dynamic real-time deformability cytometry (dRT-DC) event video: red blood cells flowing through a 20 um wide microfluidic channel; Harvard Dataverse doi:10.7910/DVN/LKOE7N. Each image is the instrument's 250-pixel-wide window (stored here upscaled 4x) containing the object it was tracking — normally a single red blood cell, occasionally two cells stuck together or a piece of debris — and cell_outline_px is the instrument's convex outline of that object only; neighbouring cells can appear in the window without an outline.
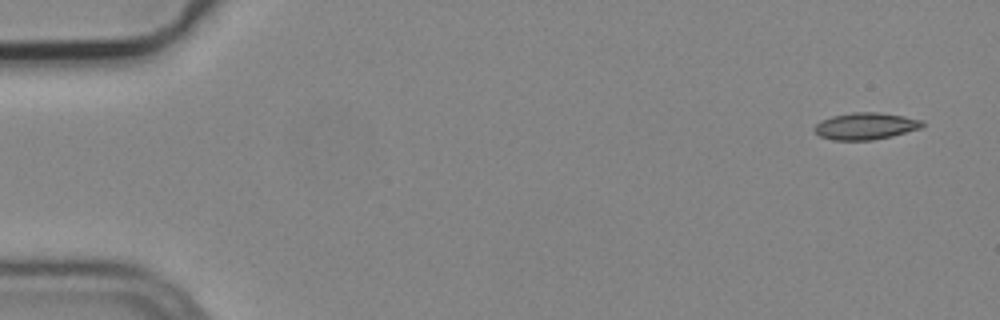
{"species": "common noctule bat (a hibernating species)", "species_latin": "Nyctalus noctula", "temperature_condition": "cold", "stored_images_in_passage": 5, "camera_frame_rate_fps": 3000, "um_per_image_px": 0.085, "animal": {"sex": "male", "body_mass_g": 19.2, "forearm_length_mm": 51.8}, "frame": {"image": 1, "passage_image": 1, "time_ms": 0.0, "image_size_px": [1000, 320], "cell_outline_px": [[924, 124], [920, 128], [892, 136], [872, 140], [832, 140], [820, 136], [812, 128], [820, 120], [832, 116], [852, 112], [880, 112], [904, 116], [924, 120]], "centroid_in_image_um": [73.56, 10.71], "position_along_channel_um": 11.4, "area_um2": 16.99}}
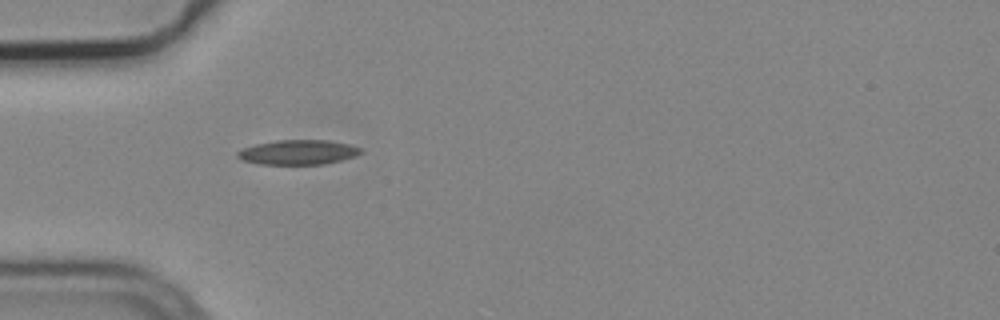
{"frame": {"image": 2, "passage_image": 4, "time_ms": 1.0, "image_size_px": [1000, 320], "cell_outline_px": [[364, 152], [356, 156], [324, 164], [260, 164], [244, 160], [236, 156], [236, 152], [244, 148], [256, 144], [276, 140], [328, 140], [348, 144], [360, 148]], "centroid_in_image_um": [25.35, 12.94], "position_along_channel_um": 59.6, "area_um2": 17.63}}
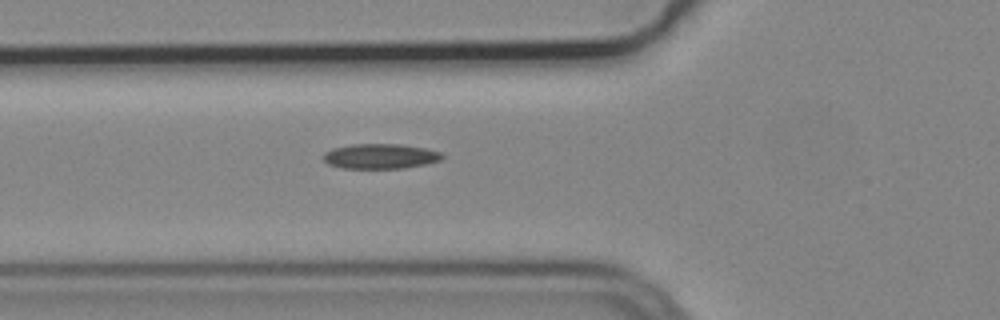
{"frame": {"image": 3, "passage_image": 5, "time_ms": 1.333, "image_size_px": [1000, 320], "cell_outline_px": [[444, 156], [440, 160], [424, 164], [404, 168], [340, 168], [328, 164], [324, 160], [324, 152], [332, 148], [352, 144], [400, 144], [428, 148], [440, 152]], "centroid_in_image_um": [32.32, 13.27], "position_along_channel_um": 93.5, "area_um2": 17.34}}